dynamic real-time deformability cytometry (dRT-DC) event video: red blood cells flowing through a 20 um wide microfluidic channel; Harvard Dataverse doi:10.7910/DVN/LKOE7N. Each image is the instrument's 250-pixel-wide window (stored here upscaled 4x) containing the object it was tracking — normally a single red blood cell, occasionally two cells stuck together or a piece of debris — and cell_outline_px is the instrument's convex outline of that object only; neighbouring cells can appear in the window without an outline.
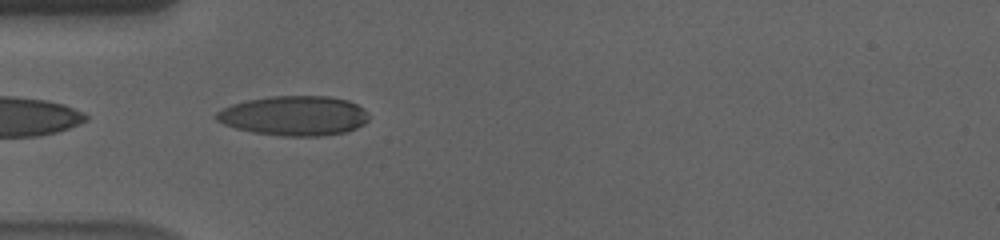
{"species": "human", "species_latin": "Homo sapiens", "temperature_condition": "cold", "stored_images_in_passage": 25, "camera_frame_rate_fps": 3000, "um_per_image_px": 0.085, "donor": {"sex": "male"}, "frame": {"image": 1, "passage_image": 1, "time_ms": 0.0, "image_size_px": [1000, 240], "cell_outline_px": [[368, 120], [364, 124], [356, 128], [344, 132], [324, 136], [280, 136], [252, 132], [236, 128], [224, 124], [216, 120], [212, 116], [216, 112], [232, 104], [248, 100], [272, 96], [328, 96], [348, 100], [364, 108], [368, 116]], "centroid_in_image_um": [24.99, 9.84], "position_along_channel_um": 60.0, "area_um2": 35.37}}
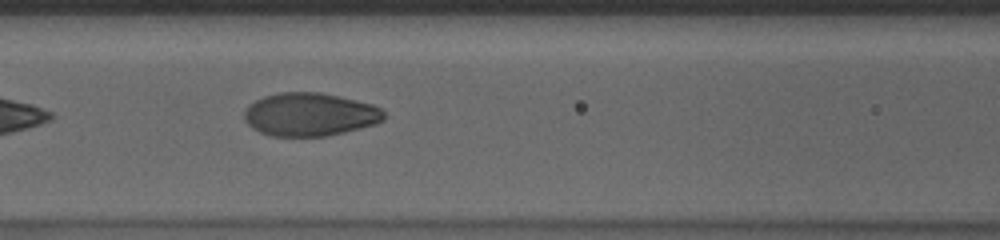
{"frame": {"image": 2, "passage_image": 8, "time_ms": 2.333, "image_size_px": [1000, 240], "cell_outline_px": [[384, 120], [376, 124], [344, 132], [324, 136], [272, 136], [260, 132], [252, 128], [244, 120], [244, 112], [256, 100], [264, 96], [280, 92], [320, 92], [372, 104], [380, 108], [384, 112]], "centroid_in_image_um": [26.34, 9.73], "position_along_channel_um": 140.3, "area_um2": 34.97}}
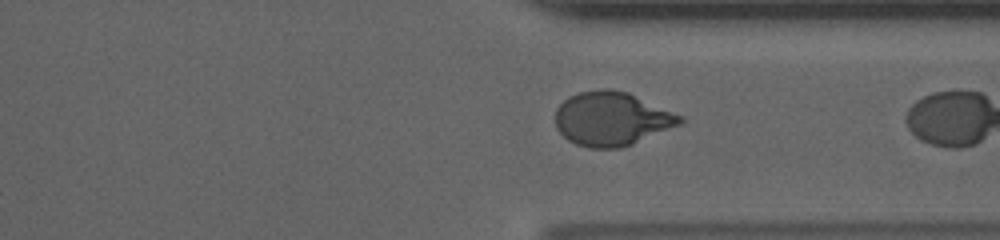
{"frame": {"image": 3, "passage_image": 24, "time_ms": 7.667, "image_size_px": [1000, 240], "cell_outline_px": [[684, 120], [680, 124], [632, 144], [620, 148], [588, 148], [576, 144], [568, 140], [556, 128], [556, 108], [568, 96], [580, 92], [600, 88], [608, 88], [628, 92], [684, 116]], "centroid_in_image_um": [51.99, 10.08], "position_along_channel_um": 359.4, "area_um2": 39.19}}